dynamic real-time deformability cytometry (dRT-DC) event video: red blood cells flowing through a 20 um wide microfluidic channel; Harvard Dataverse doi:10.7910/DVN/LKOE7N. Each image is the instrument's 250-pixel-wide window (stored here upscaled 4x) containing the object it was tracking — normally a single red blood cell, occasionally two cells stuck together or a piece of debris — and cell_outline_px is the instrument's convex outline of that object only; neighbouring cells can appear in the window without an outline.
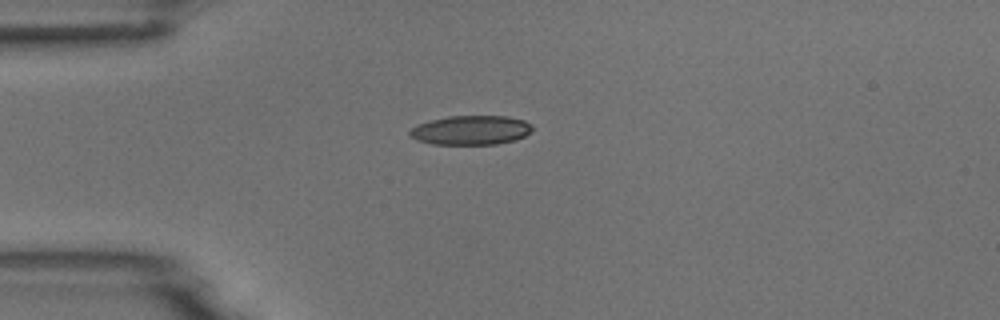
{"species": "common noctule bat (a hibernating species)", "species_latin": "Nyctalus noctula", "temperature_condition": "room temperature", "stored_images_in_passage": 7, "camera_frame_rate_fps": 3000, "um_per_image_px": 0.085, "animal": {"sex": "male", "body_mass_g": 18.8}, "frame": {"image": 1, "passage_image": 1, "time_ms": 0.0, "image_size_px": [1000, 320], "cell_outline_px": [[532, 132], [516, 140], [496, 144], [432, 144], [416, 140], [408, 136], [408, 132], [416, 124], [448, 116], [508, 116], [524, 120], [532, 124]], "centroid_in_image_um": [40.02, 11.06], "position_along_channel_um": 45.0, "area_um2": 21.1}}
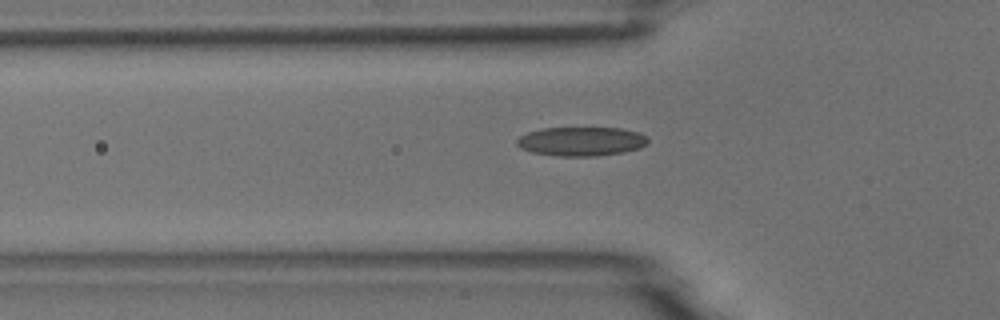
{"frame": {"image": 2, "passage_image": 5, "time_ms": 1.333, "image_size_px": [1000, 320], "cell_outline_px": [[648, 144], [640, 148], [624, 152], [596, 156], [560, 156], [532, 152], [520, 148], [516, 144], [516, 140], [520, 136], [528, 132], [540, 128], [620, 128], [640, 132], [648, 136]], "centroid_in_image_um": [49.44, 12.01], "position_along_channel_um": 76.4, "area_um2": 22.37}}